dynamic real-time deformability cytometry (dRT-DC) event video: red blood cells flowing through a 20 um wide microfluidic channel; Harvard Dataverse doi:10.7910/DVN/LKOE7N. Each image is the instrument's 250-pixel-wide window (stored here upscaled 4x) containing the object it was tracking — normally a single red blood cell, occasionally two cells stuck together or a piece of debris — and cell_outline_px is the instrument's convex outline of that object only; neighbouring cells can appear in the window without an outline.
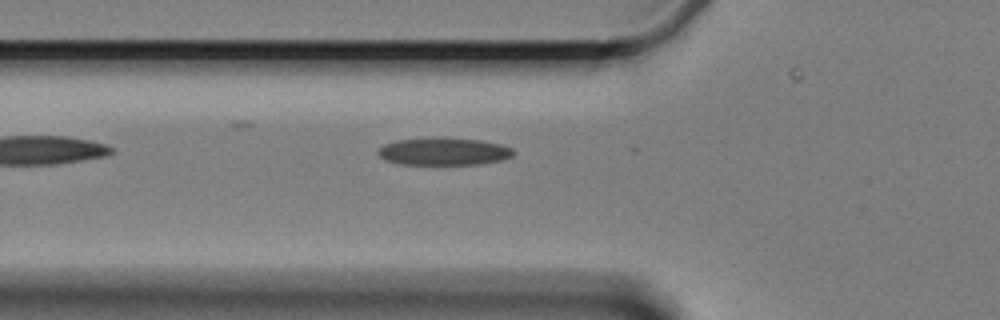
{"species": "Egyptian fruit bat (a non-hibernating species)", "species_latin": "Rousettus aegyptiacus", "temperature_condition": "cold", "stored_images_in_passage": 7, "camera_frame_rate_fps": 3000, "um_per_image_px": 0.085, "animal": {"sex": "female"}, "frame": {"image": 1, "passage_image": 6, "time_ms": 8.667, "image_size_px": [1000, 320], "cell_outline_px": [[516, 152], [512, 156], [500, 160], [480, 164], [404, 164], [388, 160], [380, 156], [376, 152], [384, 144], [396, 140], [436, 136], [444, 136], [480, 140], [500, 144], [512, 148]], "centroid_in_image_um": [37.73, 12.84], "position_along_channel_um": 88.1, "area_um2": 21.91}}